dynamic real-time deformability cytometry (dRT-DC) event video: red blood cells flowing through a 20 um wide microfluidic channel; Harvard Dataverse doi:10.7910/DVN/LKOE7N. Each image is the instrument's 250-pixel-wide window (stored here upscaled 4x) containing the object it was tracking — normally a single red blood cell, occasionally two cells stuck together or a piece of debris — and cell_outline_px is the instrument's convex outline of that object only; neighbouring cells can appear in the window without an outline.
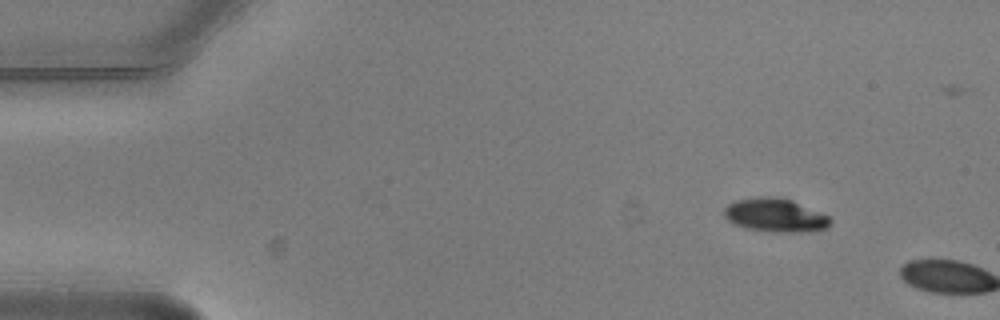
{"species": "common noctule bat (a hibernating species)", "species_latin": "Nyctalus noctula", "temperature_condition": "warm", "stored_images_in_passage": 2, "camera_frame_rate_fps": 3000, "um_per_image_px": 0.085, "animal": {"sex": "male", "body_mass_g": 20.5, "forearm_length_mm": 52.5}, "frame": {"image": 1, "passage_image": 1, "time_ms": 0.0, "image_size_px": [1000, 320], "cell_outline_px": [[832, 224], [828, 228], [812, 232], [776, 232], [744, 228], [732, 224], [724, 216], [724, 208], [728, 204], [736, 200], [760, 196], [776, 196], [792, 200], [828, 216], [832, 220]], "centroid_in_image_um": [65.9, 18.3], "position_along_channel_um": 19.1, "area_um2": 21.04}}